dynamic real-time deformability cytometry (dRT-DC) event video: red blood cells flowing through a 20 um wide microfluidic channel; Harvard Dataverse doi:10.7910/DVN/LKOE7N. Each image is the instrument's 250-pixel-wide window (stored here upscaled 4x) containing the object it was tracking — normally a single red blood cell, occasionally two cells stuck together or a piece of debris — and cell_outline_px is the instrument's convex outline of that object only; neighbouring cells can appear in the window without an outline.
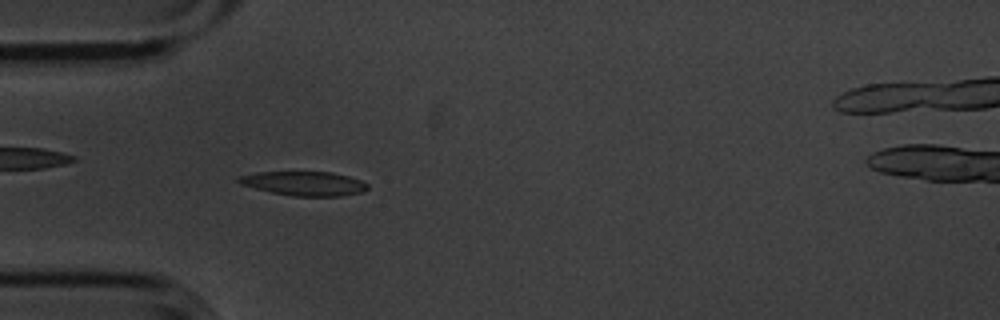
{"species": "common noctule bat (a hibernating species)", "species_latin": "Nyctalus noctula", "temperature_condition": "cold", "stored_images_in_passage": 3, "camera_frame_rate_fps": 3000, "um_per_image_px": 0.085, "animal": {"sex": "male", "body_mass_g": 20.1, "forearm_length_mm": 53.5}, "frame": {"image": 1, "passage_image": 3, "time_ms": 0.667, "image_size_px": [1000, 320], "cell_outline_px": [[368, 188], [360, 192], [340, 196], [292, 196], [272, 192], [240, 184], [236, 180], [240, 176], [256, 172], [332, 172], [348, 176], [360, 180], [368, 184]], "centroid_in_image_um": [25.85, 15.59], "position_along_channel_um": 59.2, "area_um2": 17.98}}